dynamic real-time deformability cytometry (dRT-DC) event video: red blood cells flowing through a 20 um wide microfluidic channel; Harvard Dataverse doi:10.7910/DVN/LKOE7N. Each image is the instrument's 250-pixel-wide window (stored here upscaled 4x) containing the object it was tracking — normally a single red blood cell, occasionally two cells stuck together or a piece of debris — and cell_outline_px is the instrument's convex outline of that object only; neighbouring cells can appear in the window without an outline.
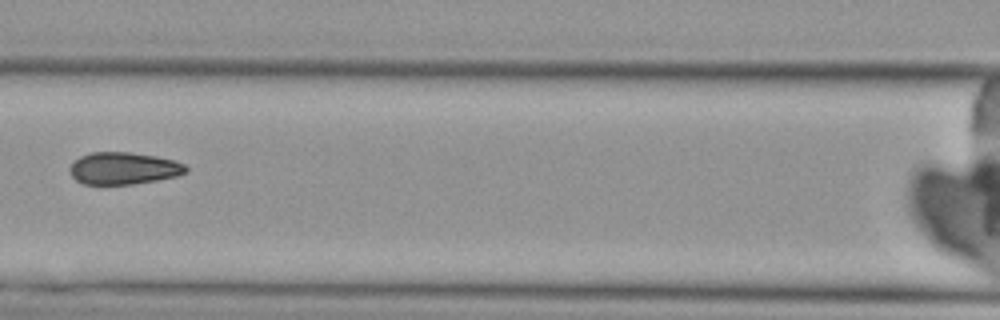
{"species": "Egyptian fruit bat (a non-hibernating species)", "species_latin": "Rousettus aegyptiacus", "temperature_condition": "cold", "stored_images_in_passage": 8, "camera_frame_rate_fps": 3000, "um_per_image_px": 0.085, "animal": {"sex": "female"}, "frame": {"image": 1, "passage_image": 8, "time_ms": 8.333, "image_size_px": [1000, 320], "cell_outline_px": [[188, 172], [176, 176], [156, 180], [132, 184], [84, 184], [76, 180], [68, 172], [68, 168], [72, 160], [80, 156], [92, 152], [128, 152], [156, 156], [172, 160], [184, 164], [188, 168]], "centroid_in_image_um": [10.45, 14.3], "position_along_channel_um": 156.1, "area_um2": 21.85}}